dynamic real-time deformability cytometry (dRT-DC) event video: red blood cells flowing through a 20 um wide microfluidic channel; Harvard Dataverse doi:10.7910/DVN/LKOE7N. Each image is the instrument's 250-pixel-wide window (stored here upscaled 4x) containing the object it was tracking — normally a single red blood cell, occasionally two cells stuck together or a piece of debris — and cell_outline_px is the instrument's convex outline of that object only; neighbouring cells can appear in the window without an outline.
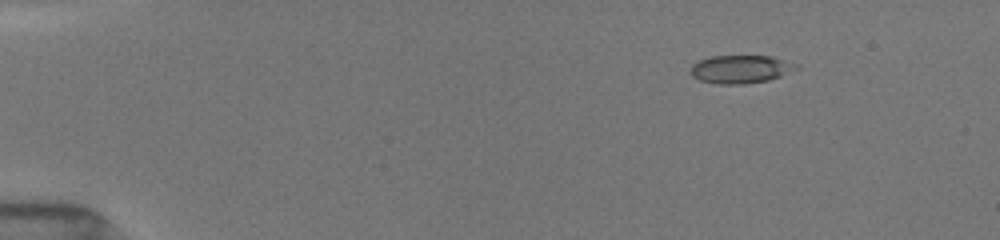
{"species": "common noctule bat (a hibernating species)", "species_latin": "Nyctalus noctula", "temperature_condition": "room temperature", "stored_images_in_passage": 24, "camera_frame_rate_fps": 3000, "um_per_image_px": 0.085, "animal": {"sex": "female", "body_mass_g": 19.5, "forearm_length_mm": 54.1}, "frame": {"image": 1, "passage_image": 1, "time_ms": 0.0, "image_size_px": [1000, 240], "cell_outline_px": [[800, 68], [780, 76], [768, 80], [744, 84], [716, 84], [700, 80], [692, 76], [688, 72], [688, 68], [692, 64], [700, 60], [712, 56], [772, 56], [800, 64]], "centroid_in_image_um": [62.95, 5.88], "position_along_channel_um": 22.1, "area_um2": 17.57}}
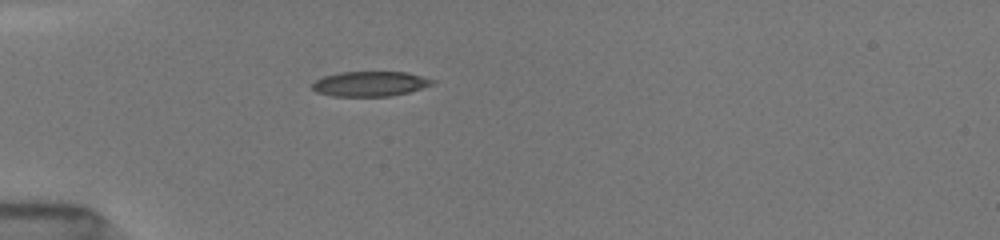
{"frame": {"image": 2, "passage_image": 23, "time_ms": 3.0, "image_size_px": [1000, 240], "cell_outline_px": [[436, 84], [424, 88], [408, 92], [388, 96], [332, 96], [316, 92], [312, 88], [312, 84], [316, 80], [324, 76], [340, 72], [408, 72], [436, 80]], "centroid_in_image_um": [31.5, 7.12], "position_along_channel_um": 53.5, "area_um2": 17.57}}